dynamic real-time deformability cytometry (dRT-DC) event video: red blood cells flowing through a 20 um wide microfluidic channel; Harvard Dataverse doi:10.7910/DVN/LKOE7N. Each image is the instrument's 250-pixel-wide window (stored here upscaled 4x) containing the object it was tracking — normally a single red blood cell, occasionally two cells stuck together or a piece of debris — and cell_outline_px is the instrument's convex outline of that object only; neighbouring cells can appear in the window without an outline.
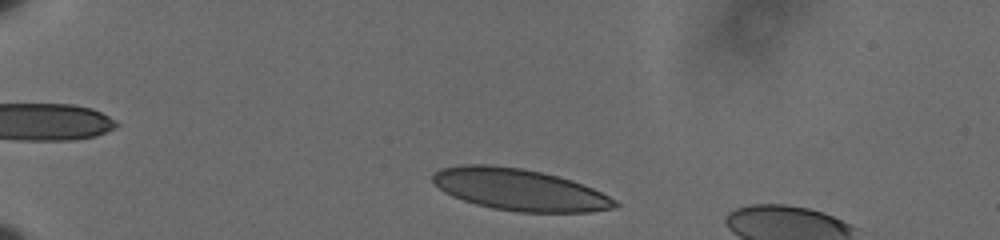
{"species": "human", "species_latin": "Homo sapiens", "temperature_condition": "cold", "stored_images_in_passage": 42, "camera_frame_rate_fps": 3000, "um_per_image_px": 0.085, "donor": {"sex": "male"}, "frame": {"image": 1, "passage_image": 3, "time_ms": 0.667, "image_size_px": [1000, 240], "cell_outline_px": [[620, 204], [616, 208], [588, 212], [516, 212], [492, 208], [476, 204], [452, 196], [444, 192], [432, 180], [432, 172], [440, 168], [460, 164], [488, 164], [524, 168], [572, 180], [592, 188], [616, 200]], "centroid_in_image_um": [44.13, 16.11], "position_along_channel_um": 40.9, "area_um2": 44.39}}
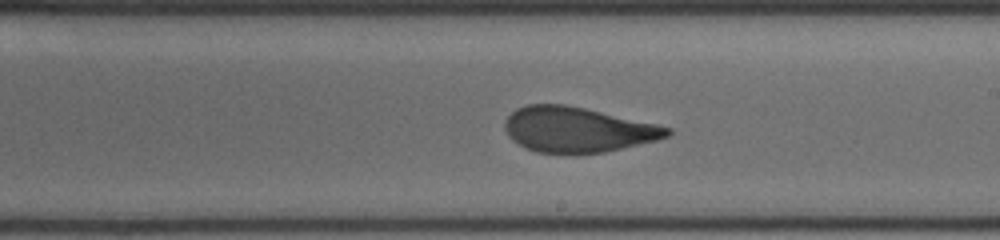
{"frame": {"image": 2, "passage_image": 25, "time_ms": 8.0, "image_size_px": [1000, 240], "cell_outline_px": [[672, 132], [668, 136], [656, 140], [604, 152], [536, 152], [524, 148], [512, 140], [508, 136], [504, 128], [504, 120], [516, 108], [528, 104], [564, 104], [584, 108], [656, 124], [672, 128]], "centroid_in_image_um": [49.04, 11.0], "position_along_channel_um": 240.0, "area_um2": 42.31}}
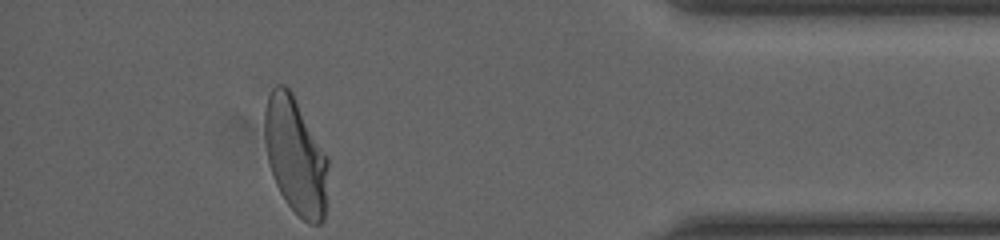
{"frame": {"image": 3, "passage_image": 42, "time_ms": 13.667, "image_size_px": [1000, 240], "cell_outline_px": [[328, 164], [324, 220], [320, 224], [308, 224], [284, 200], [276, 184], [268, 160], [264, 140], [264, 108], [268, 96], [272, 88], [276, 84], [284, 84], [292, 92], [328, 156]], "centroid_in_image_um": [25.11, 13.21], "position_along_channel_um": 410.1, "area_um2": 43.23}, "authors_computed_cell_mechanics": {"area_um2": 43.8124, "velocity_mm_per_s": 3.5926, "shape_relaxation_time_tau1_ms": 6.6705, "shape_relaxation_time_tau2_ms": 0.8179, "deformation_change_tau1": 0.1927, "deformation_change_tau2": 0.0596}}